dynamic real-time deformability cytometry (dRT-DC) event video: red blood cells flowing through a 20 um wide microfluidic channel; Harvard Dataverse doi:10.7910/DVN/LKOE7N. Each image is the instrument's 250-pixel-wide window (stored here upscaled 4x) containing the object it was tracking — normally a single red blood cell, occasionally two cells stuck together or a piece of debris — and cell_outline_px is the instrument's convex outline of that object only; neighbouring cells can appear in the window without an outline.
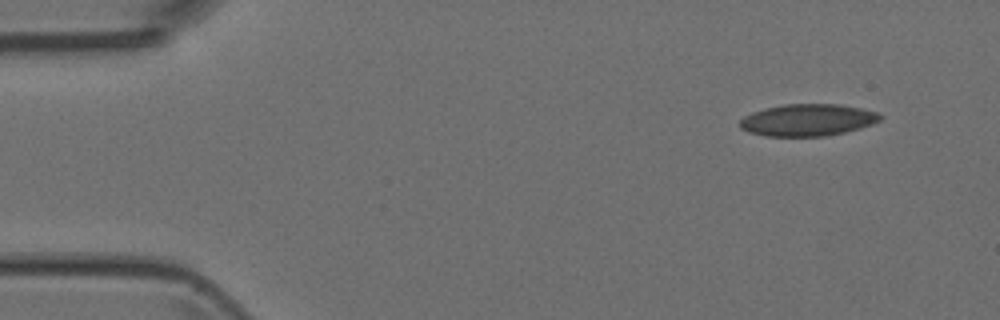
{"species": "Egyptian fruit bat (a non-hibernating species)", "species_latin": "Rousettus aegyptiacus", "temperature_condition": "room temperature", "stored_images_in_passage": 4, "camera_frame_rate_fps": 3000, "um_per_image_px": 0.085, "animal": {"sex": "female"}, "frame": {"image": 1, "passage_image": 1, "time_ms": 0.0, "image_size_px": [1000, 320], "cell_outline_px": [[884, 116], [880, 120], [872, 124], [860, 128], [844, 132], [824, 136], [768, 136], [748, 132], [740, 128], [740, 120], [744, 116], [752, 112], [764, 108], [784, 104], [840, 104], [880, 112]], "centroid_in_image_um": [68.67, 10.19], "position_along_channel_um": 16.3, "area_um2": 26.24}}
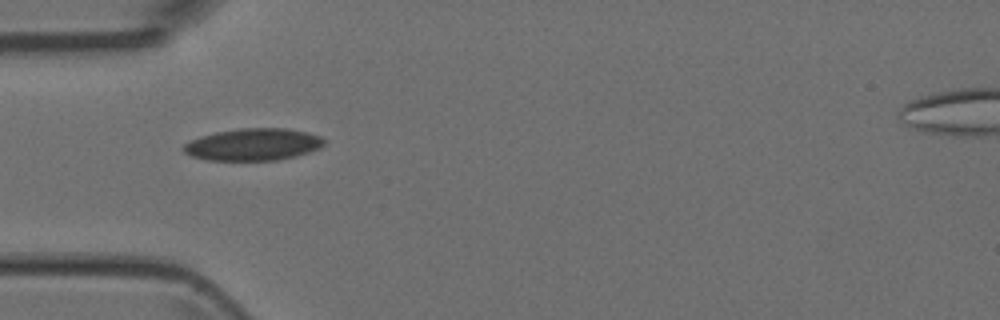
{"frame": {"image": 2, "passage_image": 4, "time_ms": 3.667, "image_size_px": [1000, 320], "cell_outline_px": [[324, 144], [320, 148], [296, 156], [276, 160], [208, 160], [192, 156], [184, 152], [184, 144], [192, 140], [216, 132], [240, 128], [288, 128], [308, 132], [320, 136], [324, 140]], "centroid_in_image_um": [21.56, 12.27], "position_along_channel_um": 63.4, "area_um2": 26.07}}